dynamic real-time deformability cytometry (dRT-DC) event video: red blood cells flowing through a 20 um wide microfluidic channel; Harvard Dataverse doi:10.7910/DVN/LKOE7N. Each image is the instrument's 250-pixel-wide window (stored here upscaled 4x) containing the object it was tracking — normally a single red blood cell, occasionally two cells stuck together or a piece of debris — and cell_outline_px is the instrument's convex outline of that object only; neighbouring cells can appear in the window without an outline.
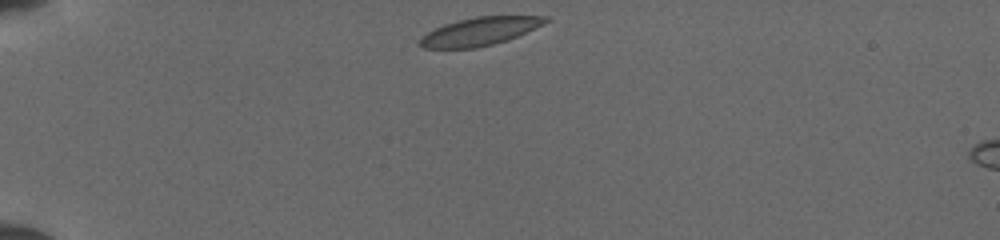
{"species": "common noctule bat (a hibernating species)", "species_latin": "Nyctalus noctula", "temperature_condition": "cold", "stored_images_in_passage": 38, "camera_frame_rate_fps": 3000, "um_per_image_px": 0.085, "animal": {"sex": "female", "body_mass_g": 19.5, "forearm_length_mm": 54.1}, "frame": {"image": 1, "passage_image": 1, "time_ms": 0.0, "image_size_px": [1000, 240], "cell_outline_px": [[552, 20], [544, 24], [508, 40], [476, 48], [424, 48], [420, 44], [420, 40], [428, 32], [444, 24], [476, 16], [548, 16]], "centroid_in_image_um": [40.85, 2.66], "position_along_channel_um": 44.2, "area_um2": 20.35}}
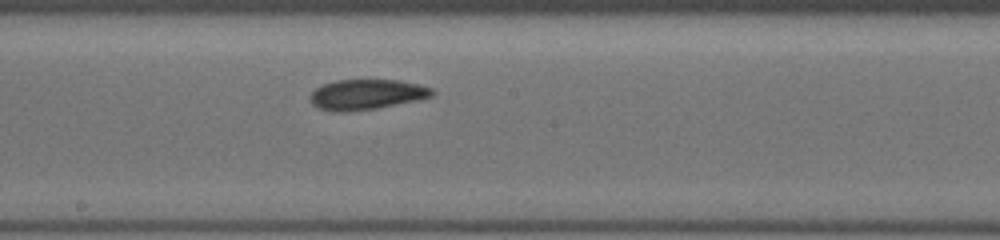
{"frame": {"image": 2, "passage_image": 17, "time_ms": 5.333, "image_size_px": [1000, 240], "cell_outline_px": [[436, 92], [432, 96], [420, 100], [376, 108], [348, 112], [332, 112], [320, 108], [312, 104], [308, 96], [320, 84], [336, 80], [400, 80], [420, 84], [432, 88]], "centroid_in_image_um": [31.16, 8.03], "position_along_channel_um": 217.0, "area_um2": 21.85}}
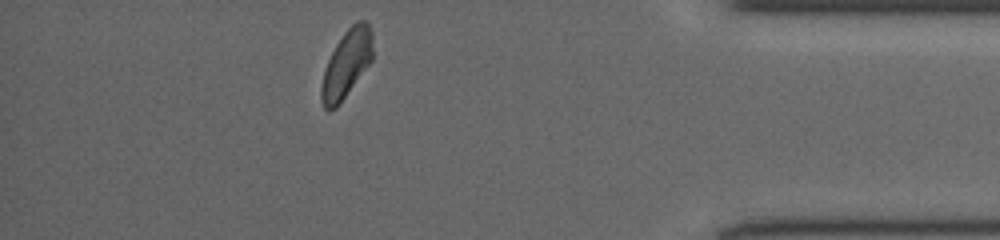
{"frame": {"image": 3, "passage_image": 33, "time_ms": 10.667, "image_size_px": [1000, 240], "cell_outline_px": [[372, 60], [336, 108], [328, 112], [324, 108], [320, 96], [320, 88], [324, 72], [328, 60], [336, 44], [344, 32], [356, 20], [364, 20], [368, 24], [372, 32]], "centroid_in_image_um": [29.44, 5.43], "position_along_channel_um": 405.8, "area_um2": 20.06}}